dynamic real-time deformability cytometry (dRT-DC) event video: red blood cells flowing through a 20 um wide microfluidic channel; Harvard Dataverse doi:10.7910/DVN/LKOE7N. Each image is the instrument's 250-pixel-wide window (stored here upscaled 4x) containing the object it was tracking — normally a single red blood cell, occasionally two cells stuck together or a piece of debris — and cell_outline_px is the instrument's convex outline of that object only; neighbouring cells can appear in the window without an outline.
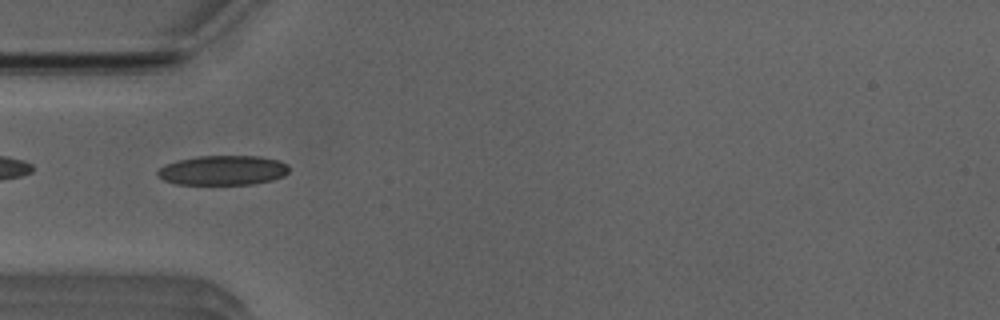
{"species": "Egyptian fruit bat (a non-hibernating species)", "species_latin": "Rousettus aegyptiacus", "temperature_condition": "room temperature", "stored_images_in_passage": 52, "camera_frame_rate_fps": 3000, "um_per_image_px": 0.085, "animal": {"sex": "male"}, "frame": {"image": 1, "passage_image": 16, "time_ms": 5.0, "image_size_px": [1000, 320], "cell_outline_px": [[288, 172], [284, 176], [272, 180], [252, 184], [176, 184], [164, 180], [156, 176], [156, 172], [164, 164], [196, 156], [260, 156], [276, 160], [288, 164]], "centroid_in_image_um": [18.93, 14.47], "position_along_channel_um": 66.1, "area_um2": 22.72}}
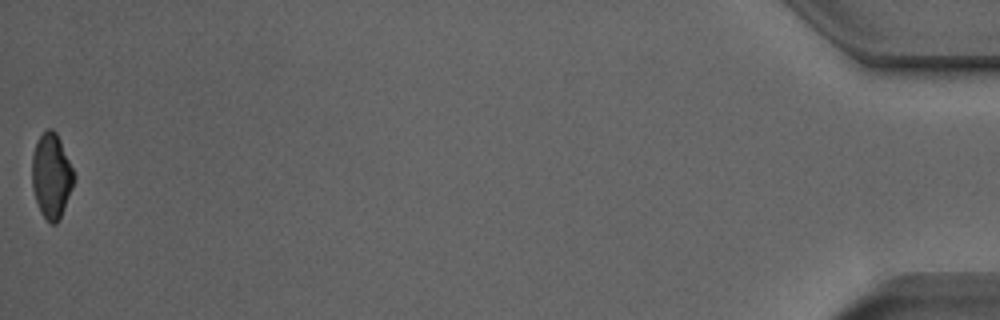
{"frame": {"image": 2, "passage_image": 52, "time_ms": 17.0, "image_size_px": [1000, 320], "cell_outline_px": [[76, 180], [60, 220], [56, 224], [48, 224], [40, 212], [32, 188], [32, 156], [36, 144], [40, 136], [48, 128], [52, 128], [56, 132], [60, 140], [76, 176]], "centroid_in_image_um": [4.39, 15.0], "position_along_channel_um": 430.8, "area_um2": 20.98}, "authors_computed_cell_mechanics": {"area_um2": 22.1374, "velocity_mm_per_s": 3.9228, "shape_relaxation_time_tau1_ms": 6.4936, "shape_relaxation_time_tau2_ms": 1.6679, "deformation_change_tau1": 0.1864, "deformation_change_tau2": 0.0829}}